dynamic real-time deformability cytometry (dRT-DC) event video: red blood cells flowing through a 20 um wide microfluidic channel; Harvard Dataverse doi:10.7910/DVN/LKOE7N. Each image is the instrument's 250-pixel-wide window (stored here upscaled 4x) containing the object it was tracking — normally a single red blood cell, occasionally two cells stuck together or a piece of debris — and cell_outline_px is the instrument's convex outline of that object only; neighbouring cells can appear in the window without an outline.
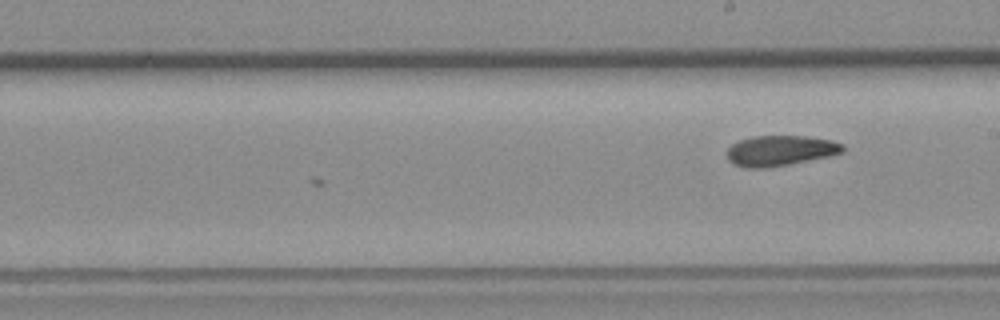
{"species": "common noctule bat (a hibernating species)", "species_latin": "Nyctalus noctula", "temperature_condition": "room temperature", "stored_images_in_passage": 11, "camera_frame_rate_fps": 3000, "um_per_image_px": 0.085, "animal": {"sex": "female", "body_mass_g": 19.3, "forearm_length_mm": 54.1}, "frame": {"image": 1, "passage_image": 11, "time_ms": 3.333, "image_size_px": [1000, 320], "cell_outline_px": [[844, 152], [828, 156], [788, 164], [764, 168], [744, 168], [732, 164], [728, 160], [724, 152], [732, 144], [740, 140], [752, 136], [804, 136], [832, 140], [844, 144]], "centroid_in_image_um": [66.27, 12.8], "position_along_channel_um": 222.7, "area_um2": 20.63}}